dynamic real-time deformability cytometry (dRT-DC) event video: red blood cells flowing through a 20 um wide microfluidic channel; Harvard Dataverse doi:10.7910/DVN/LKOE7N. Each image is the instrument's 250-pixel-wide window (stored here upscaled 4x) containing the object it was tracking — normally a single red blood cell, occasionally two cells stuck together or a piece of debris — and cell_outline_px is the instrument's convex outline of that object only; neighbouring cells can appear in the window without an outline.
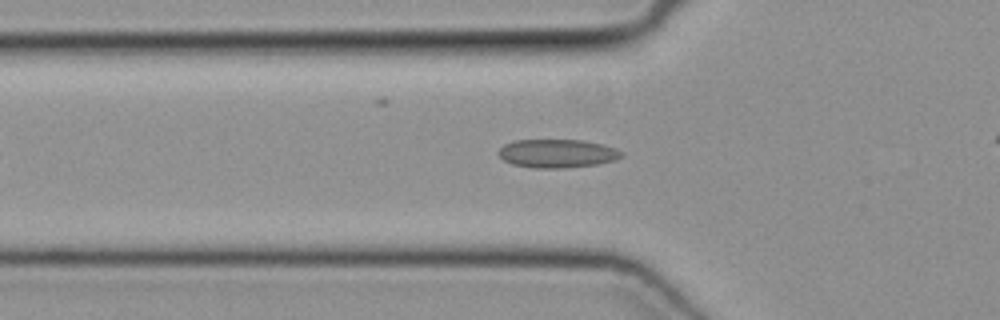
{"species": "common noctule bat (a hibernating species)", "species_latin": "Nyctalus noctula", "temperature_condition": "cold", "stored_images_in_passage": 32, "camera_frame_rate_fps": 3000, "um_per_image_px": 0.085, "animal": {"sex": "female", "body_mass_g": 19.3, "forearm_length_mm": 54.1}, "frame": {"image": 1, "passage_image": 6, "time_ms": 1.667, "image_size_px": [1000, 320], "cell_outline_px": [[624, 156], [616, 160], [596, 164], [560, 168], [532, 168], [512, 164], [504, 160], [496, 152], [504, 144], [512, 140], [584, 140], [616, 148], [624, 152]], "centroid_in_image_um": [47.36, 13.04], "position_along_channel_um": 78.4, "area_um2": 20.52}}
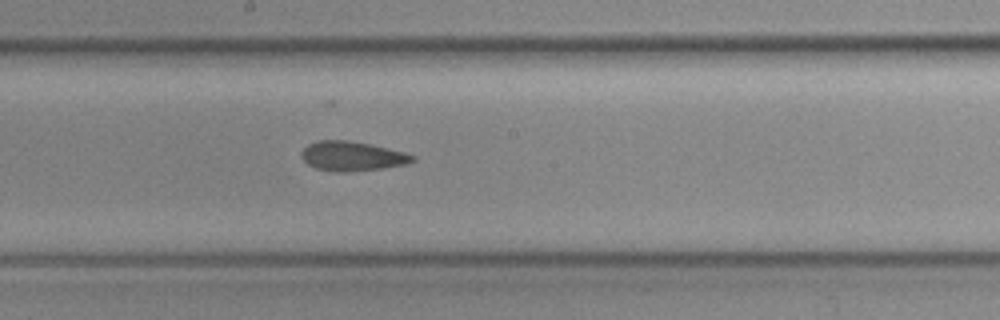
{"frame": {"image": 2, "passage_image": 16, "time_ms": 5.0, "image_size_px": [1000, 320], "cell_outline_px": [[416, 160], [404, 164], [384, 168], [340, 172], [336, 172], [316, 168], [308, 164], [300, 156], [300, 152], [308, 144], [316, 140], [348, 140], [368, 144], [404, 152], [416, 156]], "centroid_in_image_um": [29.9, 13.26], "position_along_channel_um": 218.3, "area_um2": 18.96}}
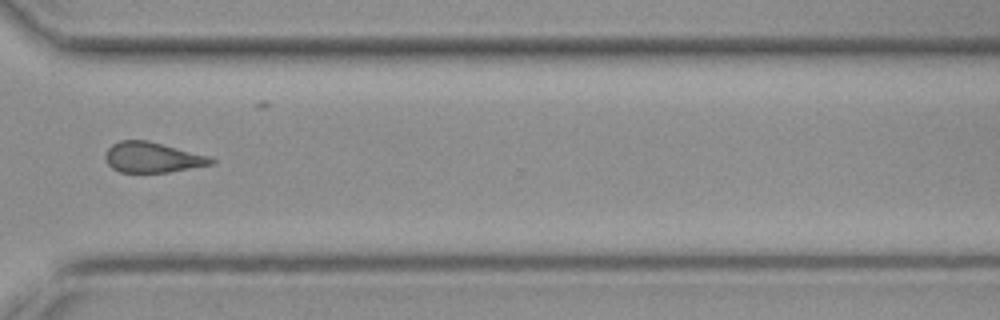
{"frame": {"image": 3, "passage_image": 26, "time_ms": 8.333, "image_size_px": [1000, 320], "cell_outline_px": [[216, 160], [212, 164], [168, 172], [120, 172], [112, 168], [108, 164], [104, 156], [108, 148], [112, 144], [120, 140], [148, 140], [208, 156]], "centroid_in_image_um": [12.92, 13.37], "position_along_channel_um": 357.7, "area_um2": 18.55}}